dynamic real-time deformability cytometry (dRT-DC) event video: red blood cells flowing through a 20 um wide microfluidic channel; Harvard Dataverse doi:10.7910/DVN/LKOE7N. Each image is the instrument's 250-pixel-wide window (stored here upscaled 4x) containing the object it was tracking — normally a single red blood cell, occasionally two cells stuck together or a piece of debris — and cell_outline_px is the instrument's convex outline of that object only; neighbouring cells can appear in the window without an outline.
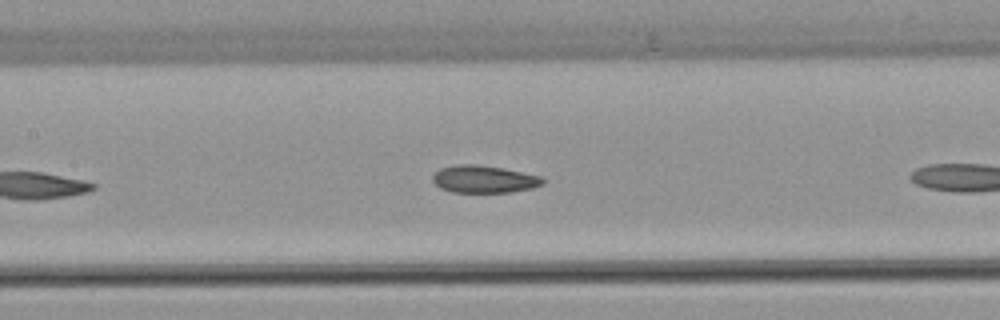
{"species": "common noctule bat (a hibernating species)", "species_latin": "Nyctalus noctula", "temperature_condition": "warm", "stored_images_in_passage": 35, "camera_frame_rate_fps": 3000, "um_per_image_px": 0.085, "animal": {"sex": "female", "body_mass_g": 22.7, "forearm_length_mm": 54.2}, "frame": {"image": 1, "passage_image": 11, "time_ms": 3.333, "image_size_px": [1000, 320], "cell_outline_px": [[544, 184], [532, 188], [512, 192], [452, 192], [440, 188], [432, 180], [432, 176], [440, 168], [456, 164], [476, 164], [504, 168], [540, 176], [544, 180]], "centroid_in_image_um": [41.13, 15.22], "position_along_channel_um": 166.3, "area_um2": 17.63}, "authors_computed_cell_mechanics": {"area_um2": 14.5656, "velocity_mm_per_s": 3.8488, "shape_relaxation_time_tau1_ms": 1.368, "shape_relaxation_time_tau2_ms": null, "deformation_change_tau1": 0.0274, "deformation_change_tau2": null}}